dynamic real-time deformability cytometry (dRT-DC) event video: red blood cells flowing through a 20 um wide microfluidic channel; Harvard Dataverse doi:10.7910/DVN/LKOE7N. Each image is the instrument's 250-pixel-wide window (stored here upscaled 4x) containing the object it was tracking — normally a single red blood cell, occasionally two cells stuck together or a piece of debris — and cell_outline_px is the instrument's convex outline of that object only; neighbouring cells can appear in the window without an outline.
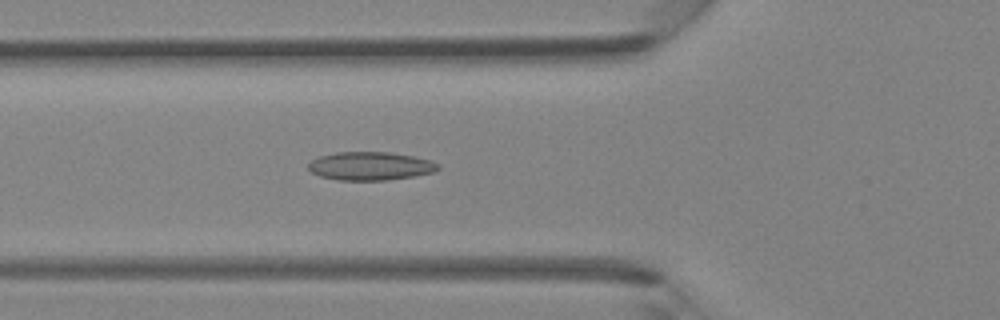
{"species": "Egyptian fruit bat (a non-hibernating species)", "species_latin": "Rousettus aegyptiacus", "temperature_condition": "room temperature", "stored_images_in_passage": 41, "camera_frame_rate_fps": 3000, "um_per_image_px": 0.085, "animal": {"sex": "female"}, "frame": {"image": 1, "passage_image": 14, "time_ms": 4.333, "image_size_px": [1000, 320], "cell_outline_px": [[440, 168], [436, 172], [416, 176], [388, 180], [336, 180], [320, 176], [312, 172], [308, 168], [308, 164], [312, 160], [320, 156], [336, 152], [388, 152], [416, 156], [432, 160], [440, 164]], "centroid_in_image_um": [31.55, 14.11], "position_along_channel_um": 94.3, "area_um2": 21.73}}
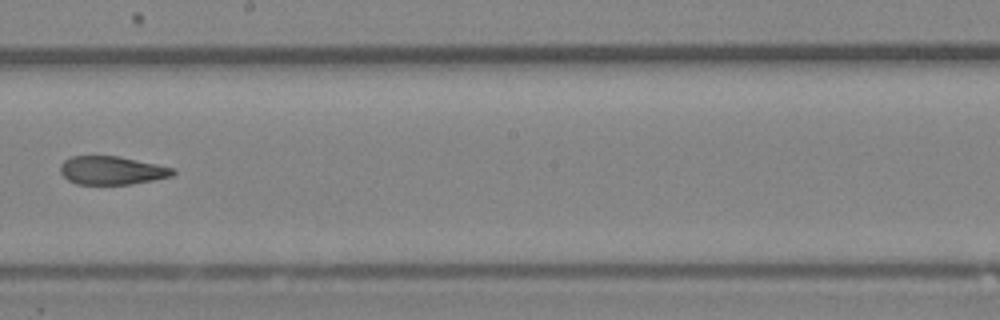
{"frame": {"image": 2, "passage_image": 23, "time_ms": 7.333, "image_size_px": [1000, 320], "cell_outline_px": [[176, 172], [172, 176], [132, 184], [76, 184], [68, 180], [60, 172], [60, 164], [64, 160], [72, 156], [120, 156], [156, 164], [172, 168]], "centroid_in_image_um": [9.48, 14.48], "position_along_channel_um": 238.7, "area_um2": 18.55}}
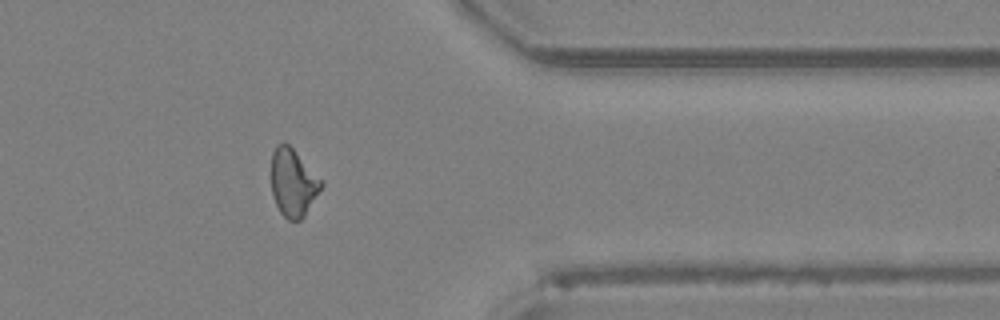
{"frame": {"image": 3, "passage_image": 33, "time_ms": 10.667, "image_size_px": [1000, 320], "cell_outline_px": [[324, 184], [304, 216], [300, 220], [288, 220], [280, 212], [272, 196], [272, 152], [276, 144], [284, 140], [292, 148]], "centroid_in_image_um": [24.88, 15.52], "position_along_channel_um": 386.5, "area_um2": 19.36}}